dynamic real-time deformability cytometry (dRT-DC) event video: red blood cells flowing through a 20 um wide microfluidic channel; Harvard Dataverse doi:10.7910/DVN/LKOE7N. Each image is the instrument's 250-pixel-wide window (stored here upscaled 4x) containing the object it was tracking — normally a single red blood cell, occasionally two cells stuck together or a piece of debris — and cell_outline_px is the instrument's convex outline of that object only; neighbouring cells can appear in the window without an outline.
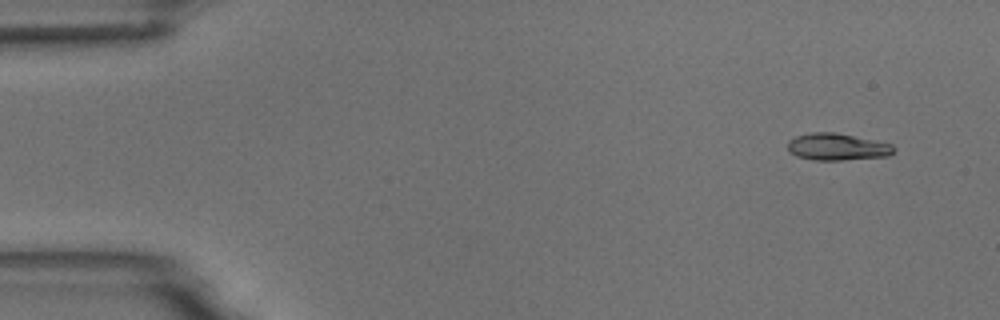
{"species": "common noctule bat (a hibernating species)", "species_latin": "Nyctalus noctula", "temperature_condition": "room temperature", "stored_images_in_passage": 10, "camera_frame_rate_fps": 3000, "um_per_image_px": 0.085, "animal": {"sex": "male", "body_mass_g": 18.8}, "frame": {"image": 1, "passage_image": 1, "time_ms": 0.0, "image_size_px": [1000, 320], "cell_outline_px": [[896, 148], [888, 156], [844, 160], [812, 160], [796, 156], [788, 148], [788, 140], [796, 136], [812, 132], [836, 132], [892, 144]], "centroid_in_image_um": [71.16, 12.48], "position_along_channel_um": 13.8, "area_um2": 16.65}}
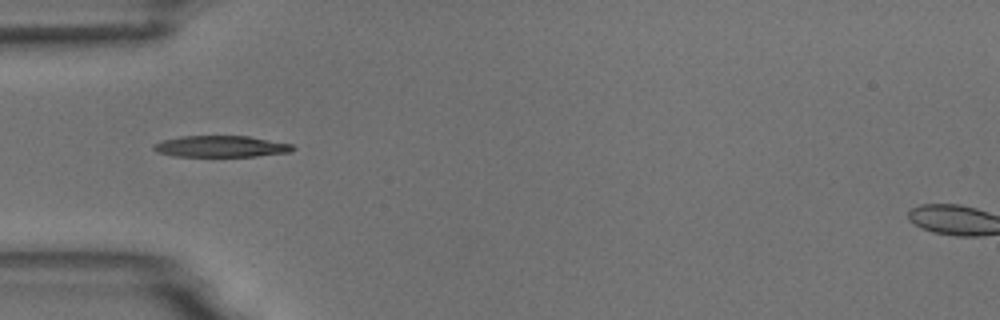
{"frame": {"image": 2, "passage_image": 4, "time_ms": 4.333, "image_size_px": [1000, 320], "cell_outline_px": [[296, 148], [292, 152], [256, 156], [172, 156], [156, 152], [152, 148], [152, 144], [160, 140], [180, 136], [248, 136], [292, 144]], "centroid_in_image_um": [18.74, 12.44], "position_along_channel_um": 66.3, "area_um2": 17.51}}
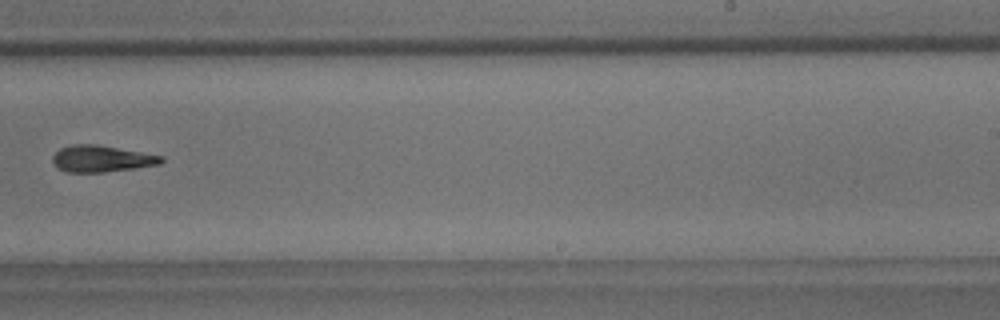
{"frame": {"image": 3, "passage_image": 9, "time_ms": 10.0, "image_size_px": [1000, 320], "cell_outline_px": [[164, 160], [160, 164], [136, 168], [104, 172], [68, 172], [56, 168], [52, 160], [52, 156], [60, 148], [72, 144], [96, 144], [164, 156]], "centroid_in_image_um": [8.62, 13.49], "position_along_channel_um": 280.4, "area_um2": 16.88}}